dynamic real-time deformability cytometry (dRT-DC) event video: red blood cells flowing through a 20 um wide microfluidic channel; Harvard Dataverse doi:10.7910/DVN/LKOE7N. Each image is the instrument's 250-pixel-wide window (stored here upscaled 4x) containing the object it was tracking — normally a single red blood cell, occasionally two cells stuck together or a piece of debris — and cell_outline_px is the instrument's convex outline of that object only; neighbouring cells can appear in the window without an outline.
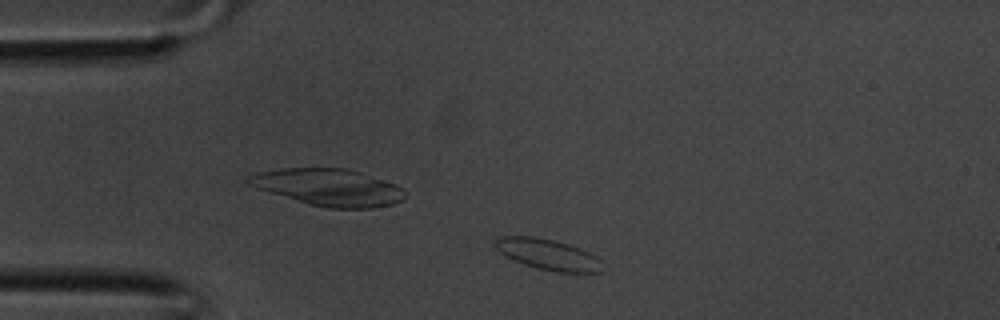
{"species": "common noctule bat (a hibernating species)", "species_latin": "Nyctalus noctula", "temperature_condition": "room temperature", "stored_images_in_passage": 31, "camera_frame_rate_fps": 3000, "um_per_image_px": 0.085, "animal": {"sex": "male", "body_mass_g": 20.1, "forearm_length_mm": 53.5}, "frame": {"image": 1, "passage_image": 2, "time_ms": 0.333, "image_size_px": [1000, 320], "cell_outline_px": [[604, 272], [556, 272], [536, 268], [512, 260], [500, 252], [492, 244], [500, 236], [536, 236], [568, 244], [588, 252], [596, 256], [600, 260]], "centroid_in_image_um": [46.55, 21.63], "position_along_channel_um": 38.4, "area_um2": 19.25}}
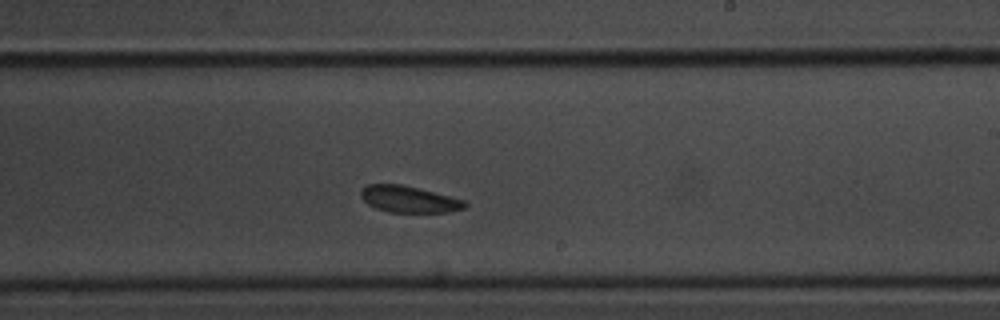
{"frame": {"image": 2, "passage_image": 16, "time_ms": 5.0, "image_size_px": [1000, 320], "cell_outline_px": [[468, 204], [464, 208], [448, 212], [388, 212], [376, 208], [368, 204], [360, 196], [360, 188], [368, 184], [400, 184], [464, 200]], "centroid_in_image_um": [34.7, 16.94], "position_along_channel_um": 254.3, "area_um2": 15.9}}
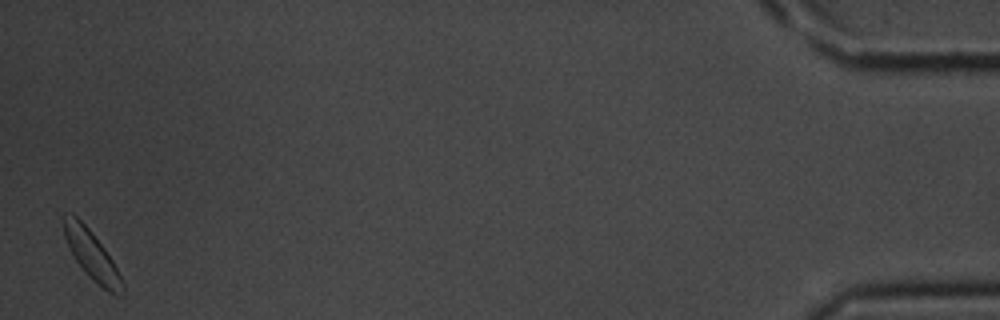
{"frame": {"image": 3, "passage_image": 31, "time_ms": 10.0, "image_size_px": [1000, 320], "cell_outline_px": [[124, 292], [120, 296], [108, 292], [96, 284], [84, 272], [76, 260], [64, 236], [64, 220], [72, 212], [92, 232], [104, 248], [112, 260], [124, 284]], "centroid_in_image_um": [7.84, 21.76], "position_along_channel_um": 427.4, "area_um2": 16.3}}